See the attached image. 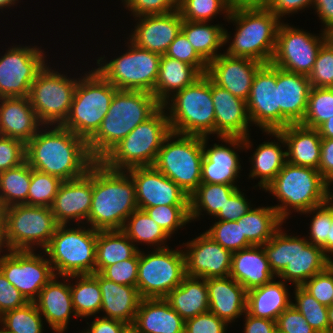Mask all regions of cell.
<instances>
[{"instance_id": "1", "label": "cell", "mask_w": 333, "mask_h": 333, "mask_svg": "<svg viewBox=\"0 0 333 333\" xmlns=\"http://www.w3.org/2000/svg\"><path fill=\"white\" fill-rule=\"evenodd\" d=\"M46 130L40 128L25 144L28 165L62 181L85 175L95 162L87 141L62 125H51L50 130Z\"/></svg>"}, {"instance_id": "2", "label": "cell", "mask_w": 333, "mask_h": 333, "mask_svg": "<svg viewBox=\"0 0 333 333\" xmlns=\"http://www.w3.org/2000/svg\"><path fill=\"white\" fill-rule=\"evenodd\" d=\"M138 208L135 184L127 171L113 170L101 161L92 164V201L87 224L95 230H122Z\"/></svg>"}, {"instance_id": "3", "label": "cell", "mask_w": 333, "mask_h": 333, "mask_svg": "<svg viewBox=\"0 0 333 333\" xmlns=\"http://www.w3.org/2000/svg\"><path fill=\"white\" fill-rule=\"evenodd\" d=\"M162 105L152 93L117 90L97 132L87 141L95 161H100L136 126L150 118Z\"/></svg>"}, {"instance_id": "4", "label": "cell", "mask_w": 333, "mask_h": 333, "mask_svg": "<svg viewBox=\"0 0 333 333\" xmlns=\"http://www.w3.org/2000/svg\"><path fill=\"white\" fill-rule=\"evenodd\" d=\"M282 228L262 245L276 277L302 286L333 263L321 247L309 243L305 237L287 235Z\"/></svg>"}, {"instance_id": "5", "label": "cell", "mask_w": 333, "mask_h": 333, "mask_svg": "<svg viewBox=\"0 0 333 333\" xmlns=\"http://www.w3.org/2000/svg\"><path fill=\"white\" fill-rule=\"evenodd\" d=\"M227 20L236 25V34L225 52L227 55L263 64L271 62L281 23L272 11L265 7L234 8Z\"/></svg>"}, {"instance_id": "6", "label": "cell", "mask_w": 333, "mask_h": 333, "mask_svg": "<svg viewBox=\"0 0 333 333\" xmlns=\"http://www.w3.org/2000/svg\"><path fill=\"white\" fill-rule=\"evenodd\" d=\"M265 190L281 202L273 208L283 221L292 209L301 214L328 201V182L319 170L289 162L284 164Z\"/></svg>"}, {"instance_id": "7", "label": "cell", "mask_w": 333, "mask_h": 333, "mask_svg": "<svg viewBox=\"0 0 333 333\" xmlns=\"http://www.w3.org/2000/svg\"><path fill=\"white\" fill-rule=\"evenodd\" d=\"M171 133L166 109L161 106L136 126L100 161L113 170L153 166L165 138Z\"/></svg>"}, {"instance_id": "8", "label": "cell", "mask_w": 333, "mask_h": 333, "mask_svg": "<svg viewBox=\"0 0 333 333\" xmlns=\"http://www.w3.org/2000/svg\"><path fill=\"white\" fill-rule=\"evenodd\" d=\"M162 106L169 111L171 132L201 137L214 134L212 80L206 74L175 93Z\"/></svg>"}, {"instance_id": "9", "label": "cell", "mask_w": 333, "mask_h": 333, "mask_svg": "<svg viewBox=\"0 0 333 333\" xmlns=\"http://www.w3.org/2000/svg\"><path fill=\"white\" fill-rule=\"evenodd\" d=\"M78 79L71 109L63 127L88 141L99 129L118 90L96 69Z\"/></svg>"}, {"instance_id": "10", "label": "cell", "mask_w": 333, "mask_h": 333, "mask_svg": "<svg viewBox=\"0 0 333 333\" xmlns=\"http://www.w3.org/2000/svg\"><path fill=\"white\" fill-rule=\"evenodd\" d=\"M76 226L79 227L68 228L67 224H59L43 250L59 277L95 273L98 230L86 229L80 224Z\"/></svg>"}, {"instance_id": "11", "label": "cell", "mask_w": 333, "mask_h": 333, "mask_svg": "<svg viewBox=\"0 0 333 333\" xmlns=\"http://www.w3.org/2000/svg\"><path fill=\"white\" fill-rule=\"evenodd\" d=\"M203 156V137L171 132L153 166L190 197L201 184Z\"/></svg>"}, {"instance_id": "12", "label": "cell", "mask_w": 333, "mask_h": 333, "mask_svg": "<svg viewBox=\"0 0 333 333\" xmlns=\"http://www.w3.org/2000/svg\"><path fill=\"white\" fill-rule=\"evenodd\" d=\"M59 224L51 207L12 205L5 208L1 244L4 250H30L47 247Z\"/></svg>"}, {"instance_id": "13", "label": "cell", "mask_w": 333, "mask_h": 333, "mask_svg": "<svg viewBox=\"0 0 333 333\" xmlns=\"http://www.w3.org/2000/svg\"><path fill=\"white\" fill-rule=\"evenodd\" d=\"M128 42L127 52L108 62L104 60L105 55L99 57L98 68L95 69L118 90L143 91L154 95L161 55L139 48L130 40Z\"/></svg>"}, {"instance_id": "14", "label": "cell", "mask_w": 333, "mask_h": 333, "mask_svg": "<svg viewBox=\"0 0 333 333\" xmlns=\"http://www.w3.org/2000/svg\"><path fill=\"white\" fill-rule=\"evenodd\" d=\"M78 79L66 77L47 64L38 73L30 87L28 98L43 127L50 128L49 125H62L65 122Z\"/></svg>"}, {"instance_id": "15", "label": "cell", "mask_w": 333, "mask_h": 333, "mask_svg": "<svg viewBox=\"0 0 333 333\" xmlns=\"http://www.w3.org/2000/svg\"><path fill=\"white\" fill-rule=\"evenodd\" d=\"M185 256L181 249L139 250L137 289L142 298H165L186 277Z\"/></svg>"}, {"instance_id": "16", "label": "cell", "mask_w": 333, "mask_h": 333, "mask_svg": "<svg viewBox=\"0 0 333 333\" xmlns=\"http://www.w3.org/2000/svg\"><path fill=\"white\" fill-rule=\"evenodd\" d=\"M316 36L282 21L277 30L271 64L288 72L309 76L317 53L327 40L326 32Z\"/></svg>"}, {"instance_id": "17", "label": "cell", "mask_w": 333, "mask_h": 333, "mask_svg": "<svg viewBox=\"0 0 333 333\" xmlns=\"http://www.w3.org/2000/svg\"><path fill=\"white\" fill-rule=\"evenodd\" d=\"M38 46H12L0 57V98L28 97L47 60Z\"/></svg>"}, {"instance_id": "18", "label": "cell", "mask_w": 333, "mask_h": 333, "mask_svg": "<svg viewBox=\"0 0 333 333\" xmlns=\"http://www.w3.org/2000/svg\"><path fill=\"white\" fill-rule=\"evenodd\" d=\"M0 253V271L29 302H33L42 288L55 276L47 258L30 250H7Z\"/></svg>"}, {"instance_id": "19", "label": "cell", "mask_w": 333, "mask_h": 333, "mask_svg": "<svg viewBox=\"0 0 333 333\" xmlns=\"http://www.w3.org/2000/svg\"><path fill=\"white\" fill-rule=\"evenodd\" d=\"M250 121L262 131L280 130L276 66L263 64L256 72L246 101Z\"/></svg>"}, {"instance_id": "20", "label": "cell", "mask_w": 333, "mask_h": 333, "mask_svg": "<svg viewBox=\"0 0 333 333\" xmlns=\"http://www.w3.org/2000/svg\"><path fill=\"white\" fill-rule=\"evenodd\" d=\"M249 135L243 137H217L227 145L214 143L207 148L209 137H203V159L201 183L235 185L241 170L239 154L233 149H249L252 142ZM231 146V147H230ZM233 147V148H232ZM239 147V148H238ZM242 148V149H241Z\"/></svg>"}, {"instance_id": "21", "label": "cell", "mask_w": 333, "mask_h": 333, "mask_svg": "<svg viewBox=\"0 0 333 333\" xmlns=\"http://www.w3.org/2000/svg\"><path fill=\"white\" fill-rule=\"evenodd\" d=\"M135 184L139 209L160 205H189V196L154 166L126 170Z\"/></svg>"}, {"instance_id": "22", "label": "cell", "mask_w": 333, "mask_h": 333, "mask_svg": "<svg viewBox=\"0 0 333 333\" xmlns=\"http://www.w3.org/2000/svg\"><path fill=\"white\" fill-rule=\"evenodd\" d=\"M183 244L188 248L183 251L187 276L203 279L229 276L233 253L206 233Z\"/></svg>"}, {"instance_id": "23", "label": "cell", "mask_w": 333, "mask_h": 333, "mask_svg": "<svg viewBox=\"0 0 333 333\" xmlns=\"http://www.w3.org/2000/svg\"><path fill=\"white\" fill-rule=\"evenodd\" d=\"M262 65L261 62L231 57L224 52L208 63L206 75L216 85L247 101L254 76Z\"/></svg>"}, {"instance_id": "24", "label": "cell", "mask_w": 333, "mask_h": 333, "mask_svg": "<svg viewBox=\"0 0 333 333\" xmlns=\"http://www.w3.org/2000/svg\"><path fill=\"white\" fill-rule=\"evenodd\" d=\"M91 201L92 165L82 177L61 183L51 210L58 224H68L72 220L84 224L90 213Z\"/></svg>"}, {"instance_id": "25", "label": "cell", "mask_w": 333, "mask_h": 333, "mask_svg": "<svg viewBox=\"0 0 333 333\" xmlns=\"http://www.w3.org/2000/svg\"><path fill=\"white\" fill-rule=\"evenodd\" d=\"M137 25L130 41L137 47L164 55L171 42L181 32L183 19L179 10L162 14L136 17Z\"/></svg>"}, {"instance_id": "26", "label": "cell", "mask_w": 333, "mask_h": 333, "mask_svg": "<svg viewBox=\"0 0 333 333\" xmlns=\"http://www.w3.org/2000/svg\"><path fill=\"white\" fill-rule=\"evenodd\" d=\"M212 101L215 110L214 134L217 137H243L252 124L246 101L234 96L212 81Z\"/></svg>"}, {"instance_id": "27", "label": "cell", "mask_w": 333, "mask_h": 333, "mask_svg": "<svg viewBox=\"0 0 333 333\" xmlns=\"http://www.w3.org/2000/svg\"><path fill=\"white\" fill-rule=\"evenodd\" d=\"M280 129L301 123L305 117L311 89L308 76L288 72L276 67Z\"/></svg>"}, {"instance_id": "28", "label": "cell", "mask_w": 333, "mask_h": 333, "mask_svg": "<svg viewBox=\"0 0 333 333\" xmlns=\"http://www.w3.org/2000/svg\"><path fill=\"white\" fill-rule=\"evenodd\" d=\"M55 275L39 292L38 297L33 301L40 314L56 333H64L67 329L71 314L77 318L75 313L72 295L70 290L69 276L63 282L57 280Z\"/></svg>"}, {"instance_id": "29", "label": "cell", "mask_w": 333, "mask_h": 333, "mask_svg": "<svg viewBox=\"0 0 333 333\" xmlns=\"http://www.w3.org/2000/svg\"><path fill=\"white\" fill-rule=\"evenodd\" d=\"M42 126L28 97L0 98V136L26 144Z\"/></svg>"}, {"instance_id": "30", "label": "cell", "mask_w": 333, "mask_h": 333, "mask_svg": "<svg viewBox=\"0 0 333 333\" xmlns=\"http://www.w3.org/2000/svg\"><path fill=\"white\" fill-rule=\"evenodd\" d=\"M278 132L279 142L287 149V162L318 170L322 138L317 129L298 123L289 124Z\"/></svg>"}, {"instance_id": "31", "label": "cell", "mask_w": 333, "mask_h": 333, "mask_svg": "<svg viewBox=\"0 0 333 333\" xmlns=\"http://www.w3.org/2000/svg\"><path fill=\"white\" fill-rule=\"evenodd\" d=\"M209 311L228 324L247 311V290L230 276L206 279Z\"/></svg>"}, {"instance_id": "32", "label": "cell", "mask_w": 333, "mask_h": 333, "mask_svg": "<svg viewBox=\"0 0 333 333\" xmlns=\"http://www.w3.org/2000/svg\"><path fill=\"white\" fill-rule=\"evenodd\" d=\"M131 328L136 333H184L185 320L164 298H142Z\"/></svg>"}, {"instance_id": "33", "label": "cell", "mask_w": 333, "mask_h": 333, "mask_svg": "<svg viewBox=\"0 0 333 333\" xmlns=\"http://www.w3.org/2000/svg\"><path fill=\"white\" fill-rule=\"evenodd\" d=\"M92 275L98 280L102 293L100 311L106 313L102 317L124 322L131 327L142 300L137 287L117 284L97 272Z\"/></svg>"}, {"instance_id": "34", "label": "cell", "mask_w": 333, "mask_h": 333, "mask_svg": "<svg viewBox=\"0 0 333 333\" xmlns=\"http://www.w3.org/2000/svg\"><path fill=\"white\" fill-rule=\"evenodd\" d=\"M229 276L247 291L275 279L262 245H252L233 252Z\"/></svg>"}, {"instance_id": "35", "label": "cell", "mask_w": 333, "mask_h": 333, "mask_svg": "<svg viewBox=\"0 0 333 333\" xmlns=\"http://www.w3.org/2000/svg\"><path fill=\"white\" fill-rule=\"evenodd\" d=\"M283 280L274 279L267 284L247 291V312L258 318L276 321L292 301Z\"/></svg>"}, {"instance_id": "36", "label": "cell", "mask_w": 333, "mask_h": 333, "mask_svg": "<svg viewBox=\"0 0 333 333\" xmlns=\"http://www.w3.org/2000/svg\"><path fill=\"white\" fill-rule=\"evenodd\" d=\"M164 299L185 321L209 311L207 283L203 278L186 276Z\"/></svg>"}, {"instance_id": "37", "label": "cell", "mask_w": 333, "mask_h": 333, "mask_svg": "<svg viewBox=\"0 0 333 333\" xmlns=\"http://www.w3.org/2000/svg\"><path fill=\"white\" fill-rule=\"evenodd\" d=\"M202 74L180 60L161 55L154 96L161 105L178 91L193 84Z\"/></svg>"}, {"instance_id": "38", "label": "cell", "mask_w": 333, "mask_h": 333, "mask_svg": "<svg viewBox=\"0 0 333 333\" xmlns=\"http://www.w3.org/2000/svg\"><path fill=\"white\" fill-rule=\"evenodd\" d=\"M181 31L207 63L221 54H218L217 50L226 45L231 38L222 25H211L204 21L183 20Z\"/></svg>"}, {"instance_id": "39", "label": "cell", "mask_w": 333, "mask_h": 333, "mask_svg": "<svg viewBox=\"0 0 333 333\" xmlns=\"http://www.w3.org/2000/svg\"><path fill=\"white\" fill-rule=\"evenodd\" d=\"M265 133L276 137L277 142L275 140L274 142H263V144L257 146L250 160L252 170L249 173V178H260L257 186L264 190L287 162L286 151L281 149L282 147L278 142L279 132L265 131Z\"/></svg>"}, {"instance_id": "40", "label": "cell", "mask_w": 333, "mask_h": 333, "mask_svg": "<svg viewBox=\"0 0 333 333\" xmlns=\"http://www.w3.org/2000/svg\"><path fill=\"white\" fill-rule=\"evenodd\" d=\"M140 249L122 230H100L97 233L95 272L132 258Z\"/></svg>"}, {"instance_id": "41", "label": "cell", "mask_w": 333, "mask_h": 333, "mask_svg": "<svg viewBox=\"0 0 333 333\" xmlns=\"http://www.w3.org/2000/svg\"><path fill=\"white\" fill-rule=\"evenodd\" d=\"M241 220L242 236L251 245H263L269 241L281 228L283 221L273 206L249 209L239 218Z\"/></svg>"}, {"instance_id": "42", "label": "cell", "mask_w": 333, "mask_h": 333, "mask_svg": "<svg viewBox=\"0 0 333 333\" xmlns=\"http://www.w3.org/2000/svg\"><path fill=\"white\" fill-rule=\"evenodd\" d=\"M237 189V185L201 183L189 197L190 222L203 211L215 217Z\"/></svg>"}, {"instance_id": "43", "label": "cell", "mask_w": 333, "mask_h": 333, "mask_svg": "<svg viewBox=\"0 0 333 333\" xmlns=\"http://www.w3.org/2000/svg\"><path fill=\"white\" fill-rule=\"evenodd\" d=\"M78 281L70 285L75 313L79 318H87L100 313L102 293L98 280L92 274L70 275L69 279Z\"/></svg>"}, {"instance_id": "44", "label": "cell", "mask_w": 333, "mask_h": 333, "mask_svg": "<svg viewBox=\"0 0 333 333\" xmlns=\"http://www.w3.org/2000/svg\"><path fill=\"white\" fill-rule=\"evenodd\" d=\"M122 231L134 243V245H136L137 242H143L146 245L156 246V249L168 247L164 243L168 238L170 239V237L145 210L137 208L127 218Z\"/></svg>"}, {"instance_id": "45", "label": "cell", "mask_w": 333, "mask_h": 333, "mask_svg": "<svg viewBox=\"0 0 333 333\" xmlns=\"http://www.w3.org/2000/svg\"><path fill=\"white\" fill-rule=\"evenodd\" d=\"M32 168L25 161L21 165L0 172V199L4 207L26 204Z\"/></svg>"}, {"instance_id": "46", "label": "cell", "mask_w": 333, "mask_h": 333, "mask_svg": "<svg viewBox=\"0 0 333 333\" xmlns=\"http://www.w3.org/2000/svg\"><path fill=\"white\" fill-rule=\"evenodd\" d=\"M42 320L34 302H28L25 306L0 316L3 333H43Z\"/></svg>"}, {"instance_id": "47", "label": "cell", "mask_w": 333, "mask_h": 333, "mask_svg": "<svg viewBox=\"0 0 333 333\" xmlns=\"http://www.w3.org/2000/svg\"><path fill=\"white\" fill-rule=\"evenodd\" d=\"M294 287L295 303L292 305L317 333H329L328 307L319 303L302 286Z\"/></svg>"}, {"instance_id": "48", "label": "cell", "mask_w": 333, "mask_h": 333, "mask_svg": "<svg viewBox=\"0 0 333 333\" xmlns=\"http://www.w3.org/2000/svg\"><path fill=\"white\" fill-rule=\"evenodd\" d=\"M333 117V88L311 87L303 126L317 129Z\"/></svg>"}, {"instance_id": "49", "label": "cell", "mask_w": 333, "mask_h": 333, "mask_svg": "<svg viewBox=\"0 0 333 333\" xmlns=\"http://www.w3.org/2000/svg\"><path fill=\"white\" fill-rule=\"evenodd\" d=\"M178 10L183 20L204 22L221 13L228 19L231 12L227 0H179Z\"/></svg>"}, {"instance_id": "50", "label": "cell", "mask_w": 333, "mask_h": 333, "mask_svg": "<svg viewBox=\"0 0 333 333\" xmlns=\"http://www.w3.org/2000/svg\"><path fill=\"white\" fill-rule=\"evenodd\" d=\"M62 182L59 177L32 169L27 205L51 207Z\"/></svg>"}, {"instance_id": "51", "label": "cell", "mask_w": 333, "mask_h": 333, "mask_svg": "<svg viewBox=\"0 0 333 333\" xmlns=\"http://www.w3.org/2000/svg\"><path fill=\"white\" fill-rule=\"evenodd\" d=\"M212 225L204 233L213 241L219 243L224 249L233 253L252 246L246 237L242 236L240 219L237 221L218 220L217 222L215 220Z\"/></svg>"}, {"instance_id": "52", "label": "cell", "mask_w": 333, "mask_h": 333, "mask_svg": "<svg viewBox=\"0 0 333 333\" xmlns=\"http://www.w3.org/2000/svg\"><path fill=\"white\" fill-rule=\"evenodd\" d=\"M144 210L170 238L175 231L190 222L189 205H160Z\"/></svg>"}, {"instance_id": "53", "label": "cell", "mask_w": 333, "mask_h": 333, "mask_svg": "<svg viewBox=\"0 0 333 333\" xmlns=\"http://www.w3.org/2000/svg\"><path fill=\"white\" fill-rule=\"evenodd\" d=\"M315 214L310 224L308 242L321 247L326 254V241L333 221V206L327 201L324 204L311 208L302 214Z\"/></svg>"}, {"instance_id": "54", "label": "cell", "mask_w": 333, "mask_h": 333, "mask_svg": "<svg viewBox=\"0 0 333 333\" xmlns=\"http://www.w3.org/2000/svg\"><path fill=\"white\" fill-rule=\"evenodd\" d=\"M308 79L311 87L333 88V46L328 40L320 47Z\"/></svg>"}, {"instance_id": "55", "label": "cell", "mask_w": 333, "mask_h": 333, "mask_svg": "<svg viewBox=\"0 0 333 333\" xmlns=\"http://www.w3.org/2000/svg\"><path fill=\"white\" fill-rule=\"evenodd\" d=\"M164 55L194 66L202 75L207 72L208 63L192 47L182 31L171 42Z\"/></svg>"}, {"instance_id": "56", "label": "cell", "mask_w": 333, "mask_h": 333, "mask_svg": "<svg viewBox=\"0 0 333 333\" xmlns=\"http://www.w3.org/2000/svg\"><path fill=\"white\" fill-rule=\"evenodd\" d=\"M302 287L319 303L329 307L333 295V263L307 280Z\"/></svg>"}, {"instance_id": "57", "label": "cell", "mask_w": 333, "mask_h": 333, "mask_svg": "<svg viewBox=\"0 0 333 333\" xmlns=\"http://www.w3.org/2000/svg\"><path fill=\"white\" fill-rule=\"evenodd\" d=\"M139 251L130 259L107 266L100 274L117 284L137 287Z\"/></svg>"}, {"instance_id": "58", "label": "cell", "mask_w": 333, "mask_h": 333, "mask_svg": "<svg viewBox=\"0 0 333 333\" xmlns=\"http://www.w3.org/2000/svg\"><path fill=\"white\" fill-rule=\"evenodd\" d=\"M133 17L162 15L178 10L179 0H121Z\"/></svg>"}, {"instance_id": "59", "label": "cell", "mask_w": 333, "mask_h": 333, "mask_svg": "<svg viewBox=\"0 0 333 333\" xmlns=\"http://www.w3.org/2000/svg\"><path fill=\"white\" fill-rule=\"evenodd\" d=\"M26 161L25 143L0 136V172L15 168Z\"/></svg>"}, {"instance_id": "60", "label": "cell", "mask_w": 333, "mask_h": 333, "mask_svg": "<svg viewBox=\"0 0 333 333\" xmlns=\"http://www.w3.org/2000/svg\"><path fill=\"white\" fill-rule=\"evenodd\" d=\"M279 333H317L292 304L276 319Z\"/></svg>"}, {"instance_id": "61", "label": "cell", "mask_w": 333, "mask_h": 333, "mask_svg": "<svg viewBox=\"0 0 333 333\" xmlns=\"http://www.w3.org/2000/svg\"><path fill=\"white\" fill-rule=\"evenodd\" d=\"M228 323L208 311L185 321L184 333H226Z\"/></svg>"}, {"instance_id": "62", "label": "cell", "mask_w": 333, "mask_h": 333, "mask_svg": "<svg viewBox=\"0 0 333 333\" xmlns=\"http://www.w3.org/2000/svg\"><path fill=\"white\" fill-rule=\"evenodd\" d=\"M28 302L27 298L0 271V316L8 311L21 308Z\"/></svg>"}, {"instance_id": "63", "label": "cell", "mask_w": 333, "mask_h": 333, "mask_svg": "<svg viewBox=\"0 0 333 333\" xmlns=\"http://www.w3.org/2000/svg\"><path fill=\"white\" fill-rule=\"evenodd\" d=\"M245 198L244 193L238 188L215 216L219 218L217 220L237 221L241 216L246 214L252 205Z\"/></svg>"}, {"instance_id": "64", "label": "cell", "mask_w": 333, "mask_h": 333, "mask_svg": "<svg viewBox=\"0 0 333 333\" xmlns=\"http://www.w3.org/2000/svg\"><path fill=\"white\" fill-rule=\"evenodd\" d=\"M314 0H268L265 8L272 11L280 20L283 16L313 7Z\"/></svg>"}, {"instance_id": "65", "label": "cell", "mask_w": 333, "mask_h": 333, "mask_svg": "<svg viewBox=\"0 0 333 333\" xmlns=\"http://www.w3.org/2000/svg\"><path fill=\"white\" fill-rule=\"evenodd\" d=\"M97 319L91 322L89 328L85 331L86 333H126L130 326L124 322L104 318L96 317Z\"/></svg>"}, {"instance_id": "66", "label": "cell", "mask_w": 333, "mask_h": 333, "mask_svg": "<svg viewBox=\"0 0 333 333\" xmlns=\"http://www.w3.org/2000/svg\"><path fill=\"white\" fill-rule=\"evenodd\" d=\"M318 170L328 183L333 181V139H322Z\"/></svg>"}, {"instance_id": "67", "label": "cell", "mask_w": 333, "mask_h": 333, "mask_svg": "<svg viewBox=\"0 0 333 333\" xmlns=\"http://www.w3.org/2000/svg\"><path fill=\"white\" fill-rule=\"evenodd\" d=\"M244 333H277L276 321L258 318L245 312Z\"/></svg>"}, {"instance_id": "68", "label": "cell", "mask_w": 333, "mask_h": 333, "mask_svg": "<svg viewBox=\"0 0 333 333\" xmlns=\"http://www.w3.org/2000/svg\"><path fill=\"white\" fill-rule=\"evenodd\" d=\"M313 8L325 26L323 31L326 32L333 26V0H314Z\"/></svg>"}, {"instance_id": "69", "label": "cell", "mask_w": 333, "mask_h": 333, "mask_svg": "<svg viewBox=\"0 0 333 333\" xmlns=\"http://www.w3.org/2000/svg\"><path fill=\"white\" fill-rule=\"evenodd\" d=\"M230 8L265 7L268 0H227Z\"/></svg>"}, {"instance_id": "70", "label": "cell", "mask_w": 333, "mask_h": 333, "mask_svg": "<svg viewBox=\"0 0 333 333\" xmlns=\"http://www.w3.org/2000/svg\"><path fill=\"white\" fill-rule=\"evenodd\" d=\"M317 131L322 139H333V117L322 123Z\"/></svg>"}, {"instance_id": "71", "label": "cell", "mask_w": 333, "mask_h": 333, "mask_svg": "<svg viewBox=\"0 0 333 333\" xmlns=\"http://www.w3.org/2000/svg\"><path fill=\"white\" fill-rule=\"evenodd\" d=\"M330 253L333 254V221L326 241V255L331 259L332 257L329 255Z\"/></svg>"}, {"instance_id": "72", "label": "cell", "mask_w": 333, "mask_h": 333, "mask_svg": "<svg viewBox=\"0 0 333 333\" xmlns=\"http://www.w3.org/2000/svg\"><path fill=\"white\" fill-rule=\"evenodd\" d=\"M5 207L0 199V231H4Z\"/></svg>"}, {"instance_id": "73", "label": "cell", "mask_w": 333, "mask_h": 333, "mask_svg": "<svg viewBox=\"0 0 333 333\" xmlns=\"http://www.w3.org/2000/svg\"><path fill=\"white\" fill-rule=\"evenodd\" d=\"M329 333H333V305L328 307Z\"/></svg>"}, {"instance_id": "74", "label": "cell", "mask_w": 333, "mask_h": 333, "mask_svg": "<svg viewBox=\"0 0 333 333\" xmlns=\"http://www.w3.org/2000/svg\"><path fill=\"white\" fill-rule=\"evenodd\" d=\"M16 1L18 0H0V9L3 10V8H10L11 6L15 5Z\"/></svg>"}, {"instance_id": "75", "label": "cell", "mask_w": 333, "mask_h": 333, "mask_svg": "<svg viewBox=\"0 0 333 333\" xmlns=\"http://www.w3.org/2000/svg\"><path fill=\"white\" fill-rule=\"evenodd\" d=\"M331 185H333V181L328 183V202L333 206V193L330 188Z\"/></svg>"}, {"instance_id": "76", "label": "cell", "mask_w": 333, "mask_h": 333, "mask_svg": "<svg viewBox=\"0 0 333 333\" xmlns=\"http://www.w3.org/2000/svg\"><path fill=\"white\" fill-rule=\"evenodd\" d=\"M327 40L330 42V44L333 46V26L326 31Z\"/></svg>"}, {"instance_id": "77", "label": "cell", "mask_w": 333, "mask_h": 333, "mask_svg": "<svg viewBox=\"0 0 333 333\" xmlns=\"http://www.w3.org/2000/svg\"><path fill=\"white\" fill-rule=\"evenodd\" d=\"M2 236H3V231H0V253H1L2 251H4V250H3V247H2V244H1Z\"/></svg>"}, {"instance_id": "78", "label": "cell", "mask_w": 333, "mask_h": 333, "mask_svg": "<svg viewBox=\"0 0 333 333\" xmlns=\"http://www.w3.org/2000/svg\"><path fill=\"white\" fill-rule=\"evenodd\" d=\"M126 333H136V332L130 327Z\"/></svg>"}]
</instances>
